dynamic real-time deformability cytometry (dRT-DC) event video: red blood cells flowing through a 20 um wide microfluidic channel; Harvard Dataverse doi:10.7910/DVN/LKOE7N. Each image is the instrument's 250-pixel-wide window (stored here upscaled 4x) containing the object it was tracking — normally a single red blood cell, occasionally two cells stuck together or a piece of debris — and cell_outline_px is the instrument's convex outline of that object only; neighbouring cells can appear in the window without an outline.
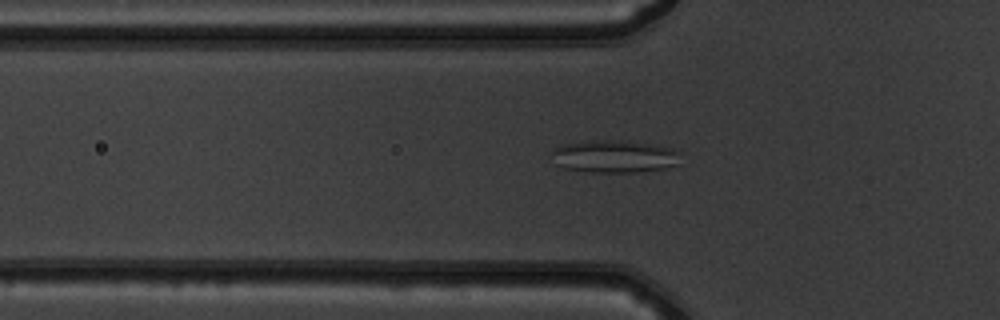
{"species": "common noctule bat (a hibernating species)", "species_latin": "Nyctalus noctula", "temperature_condition": "warm", "stored_images_in_passage": 51, "camera_frame_rate_fps": 3000, "um_per_image_px": 0.085, "animal": {"sex": "male", "body_mass_g": 19.5, "forearm_length_mm": 54.6}, "frame": {"image": 1, "passage_image": 18, "time_ms": 5.667, "image_size_px": [1000, 320], "cell_outline_px": [[680, 164], [664, 168], [636, 172], [592, 172], [564, 168], [556, 164], [548, 152], [552, 148], [564, 144], [580, 140], [620, 140], [656, 144], [672, 148], [680, 152]], "centroid_in_image_um": [52.19, 13.27], "position_along_channel_um": 73.6, "area_um2": 25.03}}
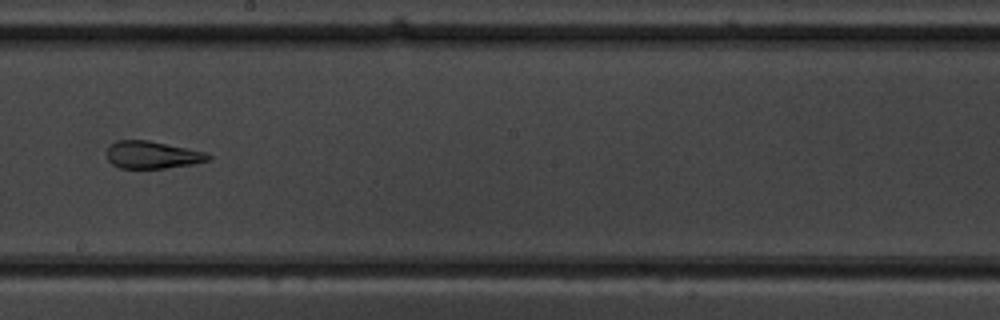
{"frame": {"image": 2, "passage_image": 30, "time_ms": 9.667, "image_size_px": [1000, 320], "cell_outline_px": [[212, 160], [196, 164], [164, 168], [120, 168], [112, 164], [108, 160], [108, 148], [116, 140], [148, 140], [208, 152], [212, 156]], "centroid_in_image_um": [13.03, 13.17], "position_along_channel_um": 235.2, "area_um2": 16.36}}
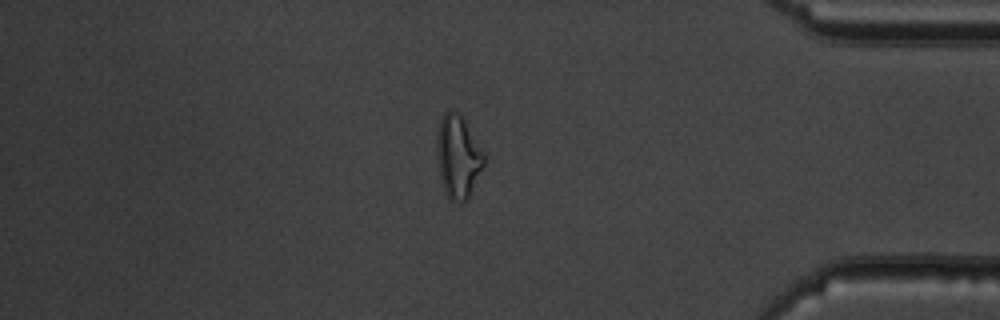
{"frame": {"image": 3, "passage_image": 44, "time_ms": 14.333, "image_size_px": [1000, 320], "cell_outline_px": [[484, 164], [468, 200], [464, 204], [452, 200], [444, 192], [440, 176], [436, 152], [436, 140], [440, 120], [444, 112], [460, 112], [484, 156]], "centroid_in_image_um": [38.91, 13.36], "position_along_channel_um": 396.3, "area_um2": 22.48}, "authors_computed_cell_mechanics": {"area_um2": 22.4842, "velocity_mm_per_s": 4.0358, "shape_relaxation_time_tau1_ms": null, "shape_relaxation_time_tau2_ms": 1.5793, "deformation_change_tau1": null, "deformation_change_tau2": 0.1102}}